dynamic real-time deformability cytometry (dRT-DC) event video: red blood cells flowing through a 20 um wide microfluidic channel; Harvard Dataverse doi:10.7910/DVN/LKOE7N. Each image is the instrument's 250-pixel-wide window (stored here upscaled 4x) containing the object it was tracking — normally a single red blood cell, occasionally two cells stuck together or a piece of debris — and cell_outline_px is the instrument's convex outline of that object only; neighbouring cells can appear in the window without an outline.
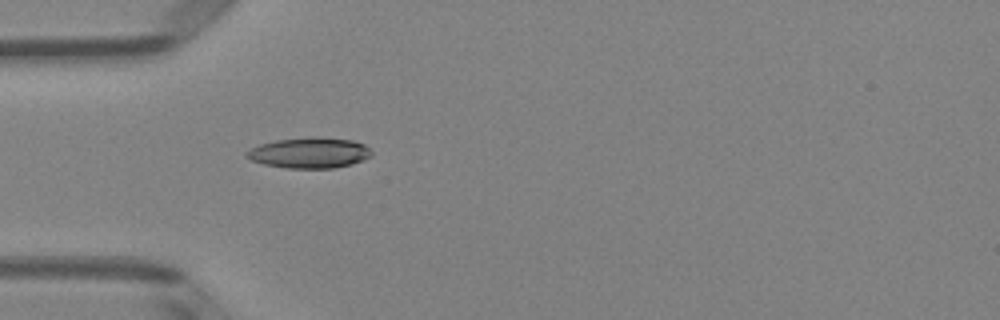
{"species": "Egyptian fruit bat (a non-hibernating species)", "species_latin": "Rousettus aegyptiacus", "temperature_condition": "room temperature", "stored_images_in_passage": 36, "camera_frame_rate_fps": 3000, "um_per_image_px": 0.085, "animal": {"sex": "female"}, "frame": {"image": 1, "passage_image": 1, "time_ms": 0.0, "image_size_px": [1000, 320], "cell_outline_px": [[372, 156], [352, 164], [332, 168], [288, 168], [264, 164], [252, 160], [244, 156], [244, 152], [260, 144], [276, 140], [312, 136], [316, 136], [352, 140], [364, 144], [372, 152]], "centroid_in_image_um": [26.3, 12.98], "position_along_channel_um": 58.7, "area_um2": 22.37}}
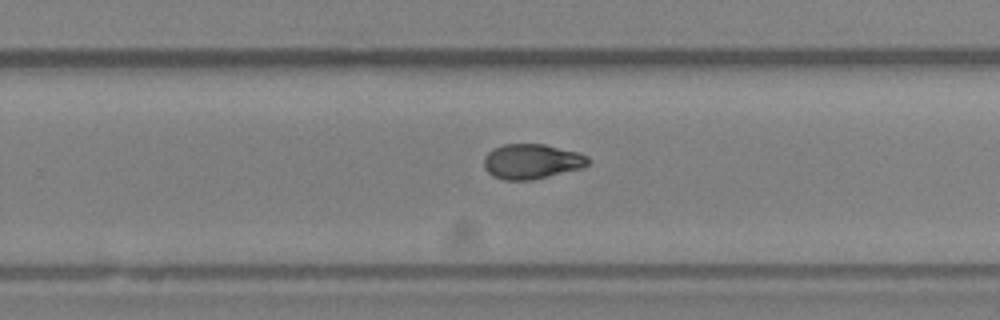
{"frame": {"image": 2, "passage_image": 18, "time_ms": 5.667, "image_size_px": [1000, 320], "cell_outline_px": [[588, 164], [584, 168], [532, 180], [504, 180], [492, 176], [484, 168], [484, 156], [492, 148], [504, 144], [544, 144], [580, 152], [588, 156]], "centroid_in_image_um": [45.2, 13.72], "position_along_channel_um": 284.6, "area_um2": 21.5}}
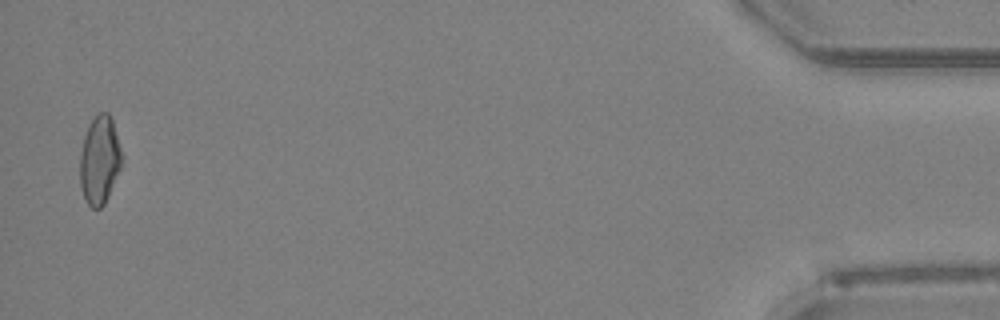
{"frame": {"image": 3, "passage_image": 35, "time_ms": 11.333, "image_size_px": [1000, 320], "cell_outline_px": [[124, 156], [120, 168], [108, 196], [104, 204], [100, 208], [92, 208], [88, 204], [84, 196], [80, 184], [80, 156], [84, 136], [92, 120], [100, 112], [108, 112], [112, 120]], "centroid_in_image_um": [8.48, 13.61], "position_along_channel_um": 426.7, "area_um2": 21.33}, "authors_computed_cell_mechanics": {"area_um2": 21.386, "velocity_mm_per_s": 4.0546, "shape_relaxation_time_tau1_ms": null, "shape_relaxation_time_tau2_ms": 3.1956, "deformation_change_tau1": null, "deformation_change_tau2": 0.0663}}